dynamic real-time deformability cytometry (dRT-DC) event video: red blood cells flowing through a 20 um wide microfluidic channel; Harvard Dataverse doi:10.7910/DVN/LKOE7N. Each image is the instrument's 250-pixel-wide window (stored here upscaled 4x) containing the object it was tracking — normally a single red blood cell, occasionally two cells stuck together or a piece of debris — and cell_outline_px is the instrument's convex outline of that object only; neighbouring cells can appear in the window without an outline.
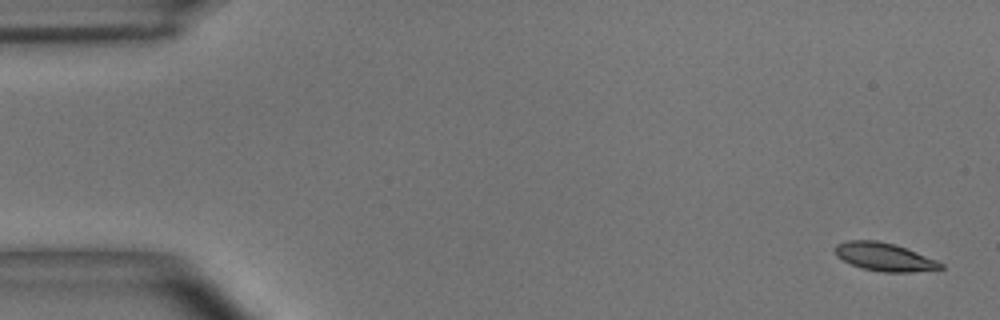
{"species": "common noctule bat (a hibernating species)", "species_latin": "Nyctalus noctula", "temperature_condition": "room temperature", "stored_images_in_passage": 6, "segment_of_instrument_passage": [1, 2], "camera_frame_rate_fps": 3000, "um_per_image_px": 0.085, "animal": {"sex": "male", "body_mass_g": 15.6}, "frame": {"image": 1, "passage_image": 1, "time_ms": 0.0, "image_size_px": [1000, 320], "cell_outline_px": [[944, 268], [912, 272], [884, 272], [860, 268], [836, 256], [836, 244], [848, 240], [876, 240], [896, 244], [936, 260], [944, 264]], "centroid_in_image_um": [75.18, 21.83], "position_along_channel_um": 9.8, "area_um2": 17.22}}